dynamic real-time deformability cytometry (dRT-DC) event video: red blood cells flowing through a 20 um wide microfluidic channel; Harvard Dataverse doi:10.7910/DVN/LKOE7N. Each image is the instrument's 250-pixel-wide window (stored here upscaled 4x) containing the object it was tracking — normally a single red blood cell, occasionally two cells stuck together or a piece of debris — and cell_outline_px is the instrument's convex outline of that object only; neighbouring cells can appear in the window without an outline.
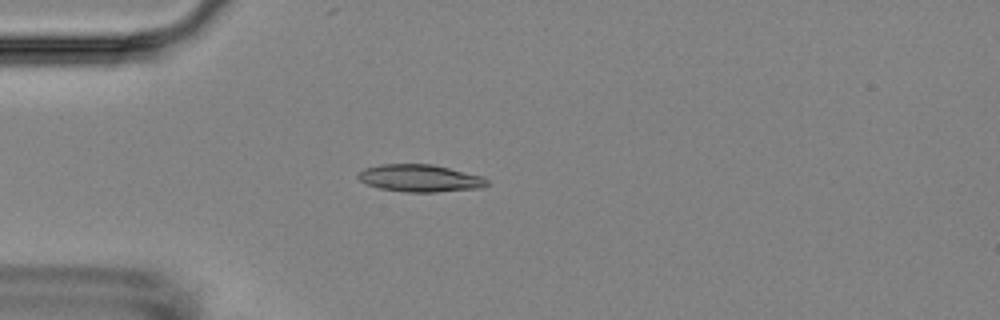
{"species": "Egyptian fruit bat (a non-hibernating species)", "species_latin": "Rousettus aegyptiacus", "temperature_condition": "room temperature", "stored_images_in_passage": 5, "camera_frame_rate_fps": 3000, "um_per_image_px": 0.085, "animal": {"sex": "female"}, "frame": {"image": 1, "passage_image": 4, "time_ms": 4.333, "image_size_px": [1000, 320], "cell_outline_px": [[488, 184], [480, 188], [436, 192], [404, 192], [380, 188], [368, 184], [360, 180], [356, 176], [364, 168], [380, 164], [432, 164], [480, 176], [488, 180]], "centroid_in_image_um": [35.66, 15.15], "position_along_channel_um": 49.3, "area_um2": 20.29}}